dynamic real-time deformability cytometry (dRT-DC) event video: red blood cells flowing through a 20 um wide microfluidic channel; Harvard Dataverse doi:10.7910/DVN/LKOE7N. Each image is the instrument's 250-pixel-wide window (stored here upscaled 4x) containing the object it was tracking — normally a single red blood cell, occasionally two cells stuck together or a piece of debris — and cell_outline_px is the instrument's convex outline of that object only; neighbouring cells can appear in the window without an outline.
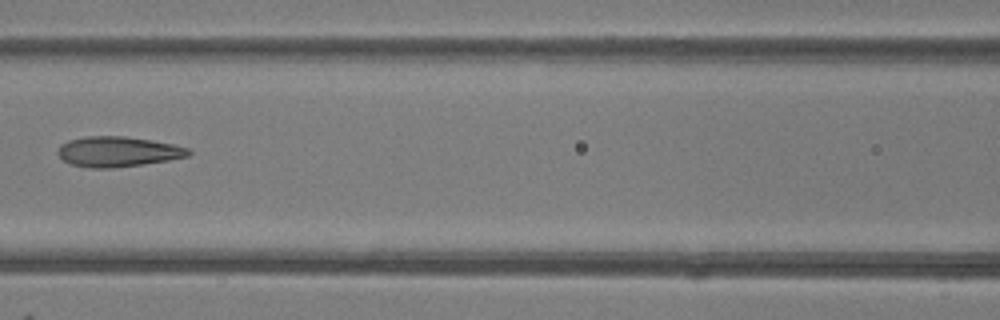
{"species": "common noctule bat (a hibernating species)", "species_latin": "Nyctalus noctula", "temperature_condition": "room temperature", "stored_images_in_passage": 8, "camera_frame_rate_fps": 3000, "um_per_image_px": 0.085, "animal": {"sex": "female"}, "frame": {"image": 1, "passage_image": 6, "time_ms": 6.667, "image_size_px": [1000, 320], "cell_outline_px": [[192, 152], [188, 156], [168, 160], [112, 168], [92, 168], [72, 164], [64, 160], [56, 152], [60, 144], [68, 140], [84, 136], [124, 136], [152, 140], [172, 144], [188, 148]], "centroid_in_image_um": [9.99, 12.88], "position_along_channel_um": 156.6, "area_um2": 22.89}}
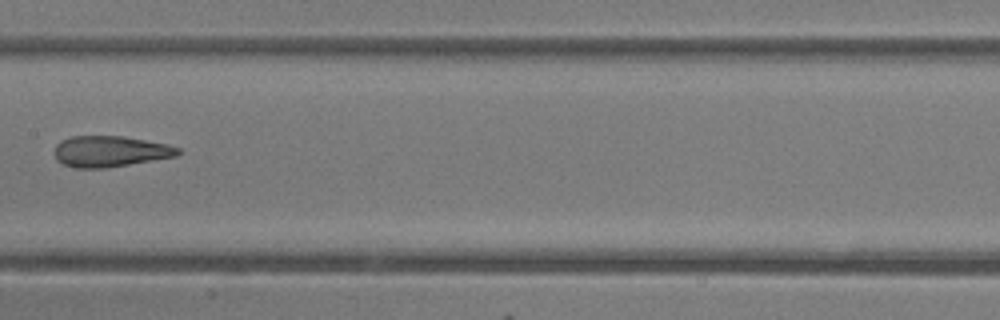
{"frame": {"image": 2, "passage_image": 7, "time_ms": 7.667, "image_size_px": [1000, 320], "cell_outline_px": [[180, 152], [176, 156], [108, 168], [76, 168], [64, 164], [56, 160], [52, 152], [56, 144], [60, 140], [72, 136], [124, 136], [168, 144], [180, 148]], "centroid_in_image_um": [9.32, 12.86], "position_along_channel_um": 198.1, "area_um2": 22.54}}
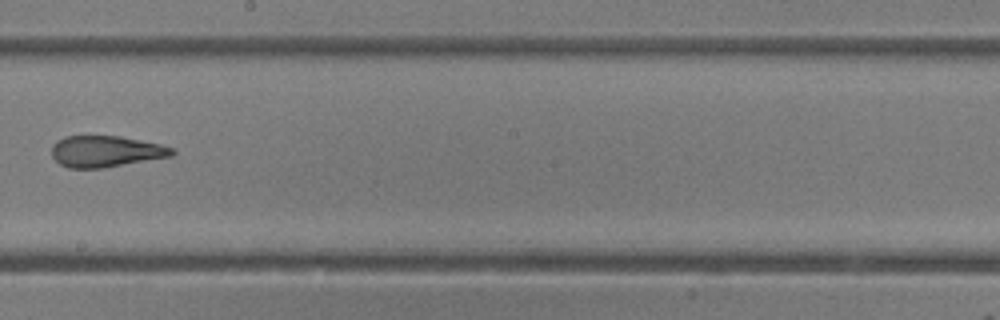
{"frame": {"image": 3, "passage_image": 8, "time_ms": 8.667, "image_size_px": [1000, 320], "cell_outline_px": [[176, 152], [172, 156], [104, 168], [68, 168], [60, 164], [52, 156], [52, 144], [56, 140], [64, 136], [120, 136], [160, 144], [172, 148]], "centroid_in_image_um": [8.97, 12.87], "position_along_channel_um": 239.2, "area_um2": 22.02}}